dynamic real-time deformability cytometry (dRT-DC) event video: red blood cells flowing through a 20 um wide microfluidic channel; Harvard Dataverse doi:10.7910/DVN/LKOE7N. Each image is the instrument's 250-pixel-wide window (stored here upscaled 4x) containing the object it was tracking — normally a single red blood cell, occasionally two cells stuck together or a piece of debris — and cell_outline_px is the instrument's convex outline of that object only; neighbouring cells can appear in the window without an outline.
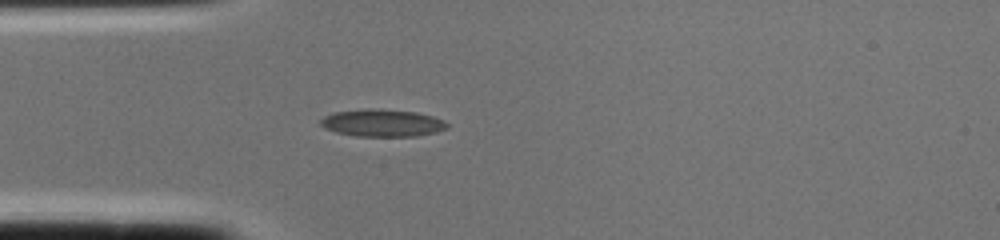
{"species": "common noctule bat (a hibernating species)", "species_latin": "Nyctalus noctula", "temperature_condition": "cold", "stored_images_in_passage": 2, "camera_frame_rate_fps": 3000, "um_per_image_px": 0.085, "animal": {"sex": "female", "body_mass_g": 22.0, "forearm_length_mm": 56.7}, "frame": {"image": 1, "passage_image": 2, "time_ms": 0.333, "image_size_px": [1000, 240], "cell_outline_px": [[448, 128], [436, 132], [416, 136], [356, 136], [336, 132], [324, 128], [320, 124], [320, 120], [324, 116], [332, 112], [416, 112], [432, 116], [444, 120], [448, 124]], "centroid_in_image_um": [32.53, 10.52], "position_along_channel_um": 52.5, "area_um2": 18.96}}